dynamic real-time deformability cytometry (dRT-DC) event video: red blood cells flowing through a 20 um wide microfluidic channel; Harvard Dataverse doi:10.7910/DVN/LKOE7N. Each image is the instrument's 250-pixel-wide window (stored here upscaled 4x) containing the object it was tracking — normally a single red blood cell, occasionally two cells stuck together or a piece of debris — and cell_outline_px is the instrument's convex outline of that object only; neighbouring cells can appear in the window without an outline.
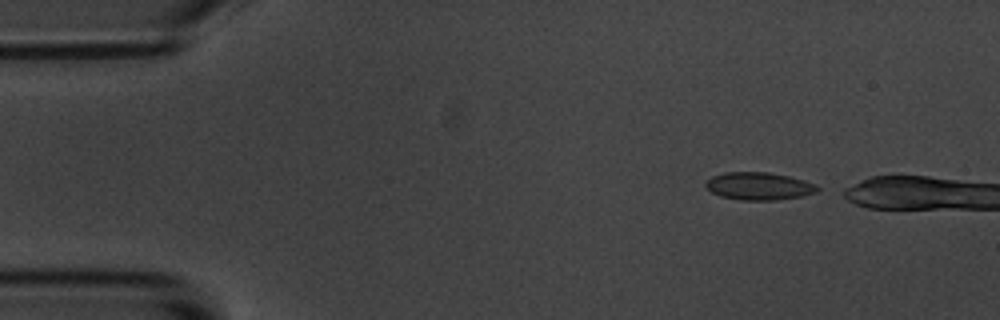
{"species": "common noctule bat (a hibernating species)", "species_latin": "Nyctalus noctula", "temperature_condition": "room temperature", "stored_images_in_passage": 3, "camera_frame_rate_fps": 3000, "um_per_image_px": 0.085, "animal": {"sex": "male", "body_mass_g": 20.1, "forearm_length_mm": 53.5}, "frame": {"image": 1, "passage_image": 1, "time_ms": 0.0, "image_size_px": [1000, 320], "cell_outline_px": [[820, 188], [816, 192], [800, 196], [776, 200], [740, 200], [720, 196], [712, 192], [704, 184], [712, 176], [724, 172], [768, 172], [788, 176], [804, 180], [816, 184]], "centroid_in_image_um": [64.5, 15.82], "position_along_channel_um": 20.5, "area_um2": 17.92}}